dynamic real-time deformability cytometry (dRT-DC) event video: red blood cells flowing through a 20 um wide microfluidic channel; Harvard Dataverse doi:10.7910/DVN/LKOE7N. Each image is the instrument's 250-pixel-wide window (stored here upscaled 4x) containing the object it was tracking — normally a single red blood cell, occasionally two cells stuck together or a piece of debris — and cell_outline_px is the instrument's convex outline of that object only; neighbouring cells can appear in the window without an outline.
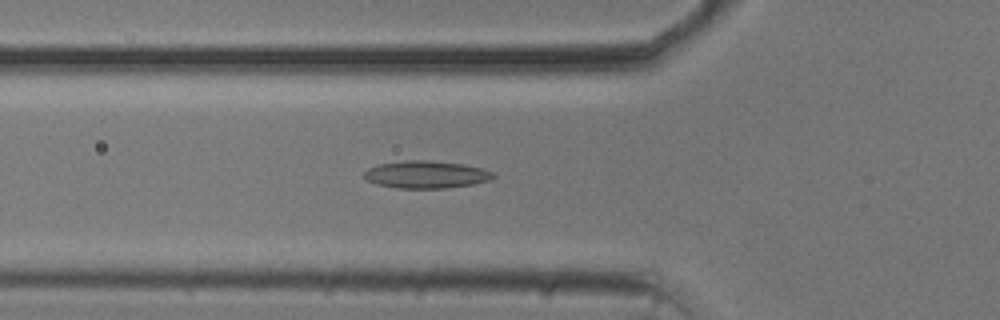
{"species": "common noctule bat (a hibernating species)", "species_latin": "Nyctalus noctula", "temperature_condition": "cold", "stored_images_in_passage": 36, "camera_frame_rate_fps": 3000, "um_per_image_px": 0.085, "animal": {"sex": "male", "body_mass_g": 20.5, "forearm_length_mm": 52.5}, "frame": {"image": 1, "passage_image": 4, "time_ms": 1.0, "image_size_px": [1000, 320], "cell_outline_px": [[496, 176], [488, 180], [472, 184], [444, 188], [396, 188], [376, 184], [368, 180], [364, 176], [364, 172], [368, 168], [380, 164], [404, 160], [428, 160], [464, 164], [484, 168], [492, 172]], "centroid_in_image_um": [36.22, 14.83], "position_along_channel_um": 89.6, "area_um2": 20.58}}
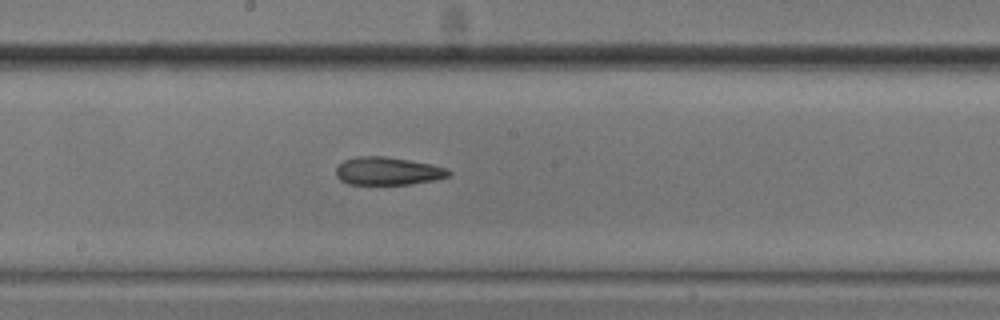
{"frame": {"image": 2, "passage_image": 14, "time_ms": 4.333, "image_size_px": [1000, 320], "cell_outline_px": [[452, 172], [448, 176], [432, 180], [412, 184], [348, 184], [340, 180], [336, 176], [336, 168], [344, 160], [356, 156], [384, 156], [432, 164], [448, 168]], "centroid_in_image_um": [32.95, 14.54], "position_along_channel_um": 215.2, "area_um2": 18.32}}
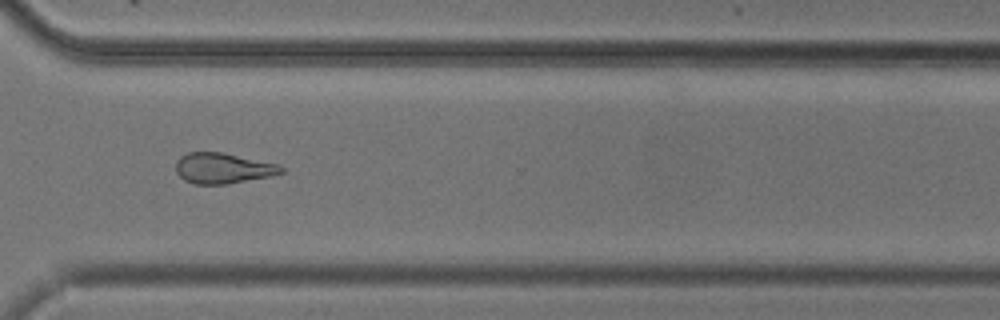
{"frame": {"image": 3, "passage_image": 25, "time_ms": 8.0, "image_size_px": [1000, 320], "cell_outline_px": [[284, 172], [272, 176], [228, 184], [196, 184], [184, 180], [176, 172], [176, 160], [180, 156], [188, 152], [224, 152], [276, 164], [284, 168]], "centroid_in_image_um": [18.93, 14.3], "position_along_channel_um": 351.7, "area_um2": 18.84}, "authors_computed_cell_mechanics": {"area_um2": 19.1318, "velocity_mm_per_s": 3.7351, "shape_relaxation_time_tau1_ms": null, "shape_relaxation_time_tau2_ms": 6.2829, "deformation_change_tau1": null, "deformation_change_tau2": 0.1734}}